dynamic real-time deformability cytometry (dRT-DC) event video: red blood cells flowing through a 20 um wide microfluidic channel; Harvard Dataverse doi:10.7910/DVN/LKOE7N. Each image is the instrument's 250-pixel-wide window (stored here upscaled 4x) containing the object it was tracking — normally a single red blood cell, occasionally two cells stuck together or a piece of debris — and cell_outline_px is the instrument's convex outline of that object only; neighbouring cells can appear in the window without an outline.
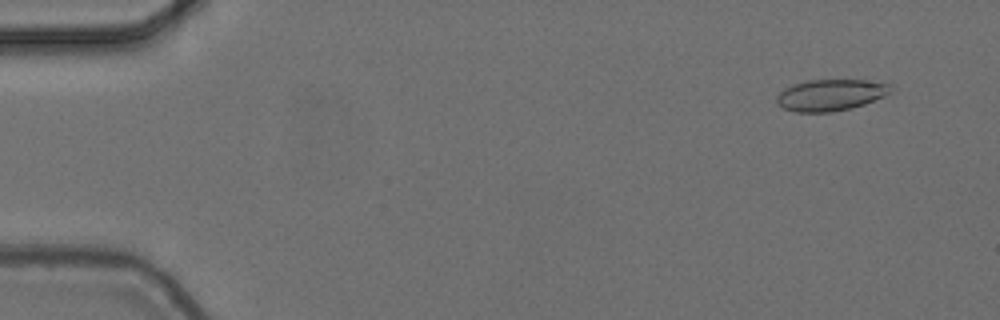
{"species": "common noctule bat (a hibernating species)", "species_latin": "Nyctalus noctula", "temperature_condition": "cold", "stored_images_in_passage": 55, "camera_frame_rate_fps": 3000, "um_per_image_px": 0.085, "animal": {"sex": "female", "body_mass_g": 24.6, "forearm_length_mm": 56.2}, "frame": {"image": 1, "passage_image": 4, "time_ms": 1.0, "image_size_px": [1000, 320], "cell_outline_px": [[892, 92], [884, 96], [864, 104], [852, 108], [832, 112], [796, 112], [784, 108], [776, 100], [776, 96], [784, 88], [792, 84], [808, 80], [864, 80], [892, 84]], "centroid_in_image_um": [70.61, 8.07], "position_along_channel_um": 14.4, "area_um2": 20.92}}
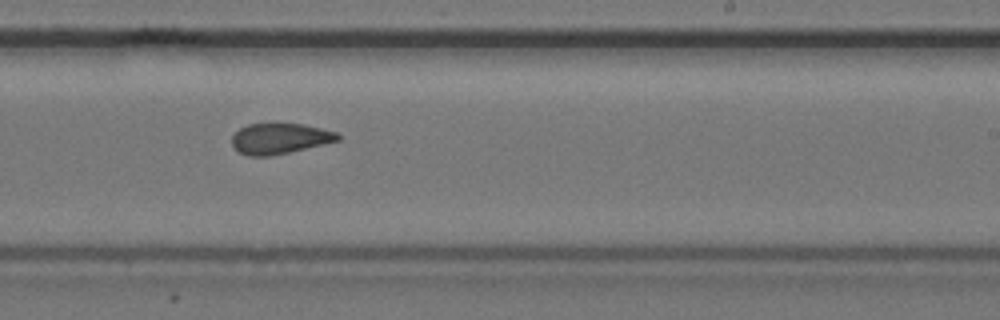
{"frame": {"image": 2, "passage_image": 34, "time_ms": 11.0, "image_size_px": [1000, 320], "cell_outline_px": [[340, 140], [324, 144], [288, 152], [268, 156], [248, 156], [240, 152], [232, 144], [232, 136], [240, 128], [248, 124], [304, 124], [336, 132], [340, 136]], "centroid_in_image_um": [23.78, 11.77], "position_along_channel_um": 265.2, "area_um2": 18.61}}
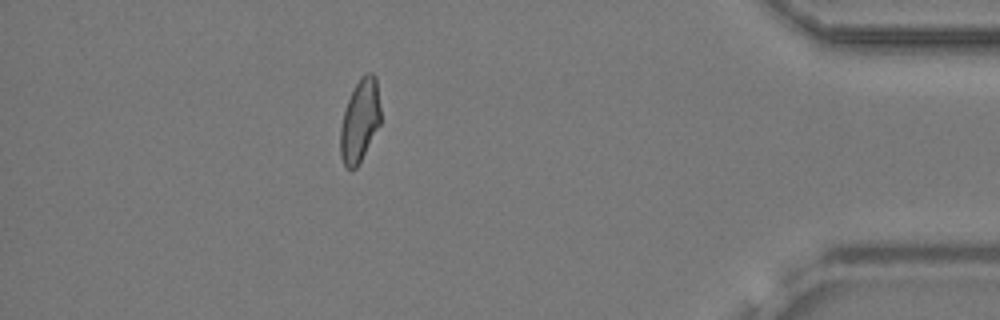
{"frame": {"image": 3, "passage_image": 49, "time_ms": 16.0, "image_size_px": [1000, 320], "cell_outline_px": [[380, 124], [356, 168], [352, 172], [344, 164], [340, 156], [340, 128], [344, 112], [348, 100], [360, 76], [368, 72], [372, 72], [376, 76], [380, 108]], "centroid_in_image_um": [30.58, 10.25], "position_along_channel_um": 404.6, "area_um2": 19.25}, "authors_computed_cell_mechanics": {"area_um2": 20.1722, "velocity_mm_per_s": 3.7017, "shape_relaxation_time_tau1_ms": null, "shape_relaxation_time_tau2_ms": 2.6087, "deformation_change_tau1": null, "deformation_change_tau2": 0.0889}}